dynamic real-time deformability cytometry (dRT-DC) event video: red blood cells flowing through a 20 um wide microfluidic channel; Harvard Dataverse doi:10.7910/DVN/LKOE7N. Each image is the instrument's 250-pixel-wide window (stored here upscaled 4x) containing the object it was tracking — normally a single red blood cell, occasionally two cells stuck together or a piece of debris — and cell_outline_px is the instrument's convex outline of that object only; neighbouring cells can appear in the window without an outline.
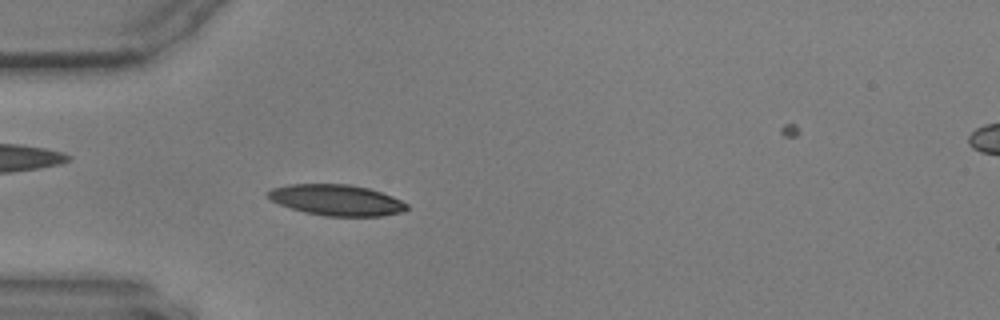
{"species": "common noctule bat (a hibernating species)", "species_latin": "Nyctalus noctula", "temperature_condition": "warm", "stored_images_in_passage": 59, "camera_frame_rate_fps": 3000, "um_per_image_px": 0.085, "animal": {"sex": "male", "body_mass_g": 17.9, "forearm_length_mm": 54.2}, "frame": {"image": 1, "passage_image": 17, "time_ms": 5.333, "image_size_px": [1000, 320], "cell_outline_px": [[408, 208], [404, 212], [384, 216], [324, 216], [304, 212], [280, 204], [272, 200], [264, 192], [272, 188], [288, 184], [348, 184], [368, 188], [392, 196], [408, 204]], "centroid_in_image_um": [28.61, 17.01], "position_along_channel_um": 56.4, "area_um2": 25.09}}
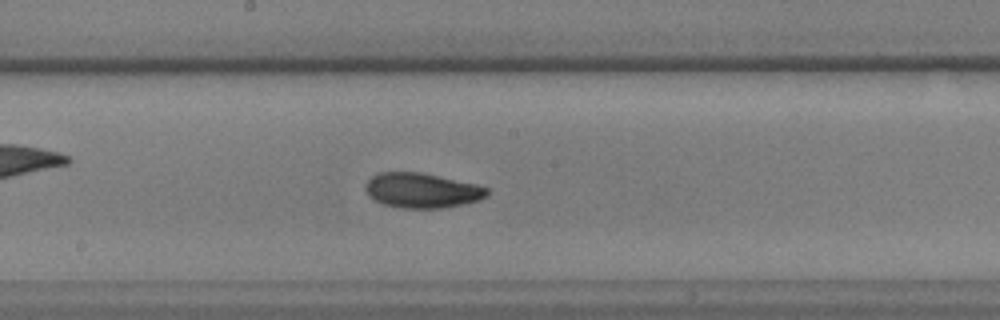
{"frame": {"image": 2, "passage_image": 31, "time_ms": 10.0, "image_size_px": [1000, 320], "cell_outline_px": [[488, 196], [480, 200], [444, 208], [400, 208], [380, 204], [368, 196], [364, 188], [364, 184], [372, 176], [380, 172], [420, 172], [476, 184], [488, 188]], "centroid_in_image_um": [35.83, 16.2], "position_along_channel_um": 212.4, "area_um2": 24.97}}
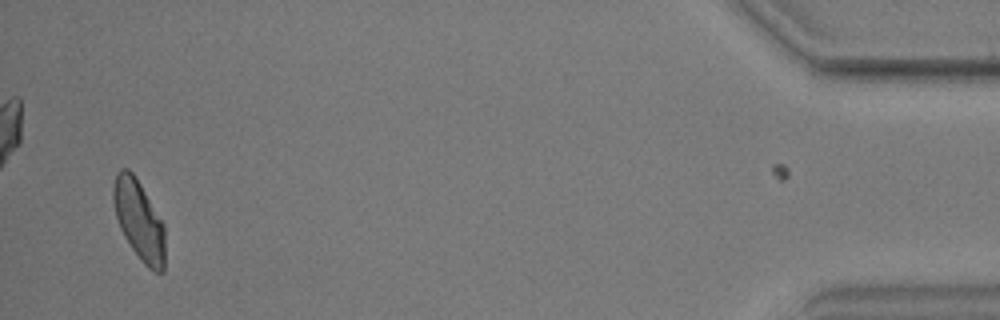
{"frame": {"image": 3, "passage_image": 56, "time_ms": 18.333, "image_size_px": [1000, 320], "cell_outline_px": [[164, 272], [156, 272], [148, 268], [140, 260], [124, 236], [120, 228], [116, 216], [112, 200], [112, 188], [116, 172], [120, 168], [128, 168], [136, 176], [164, 224]], "centroid_in_image_um": [11.8, 18.68], "position_along_channel_um": 423.4, "area_um2": 24.16}}